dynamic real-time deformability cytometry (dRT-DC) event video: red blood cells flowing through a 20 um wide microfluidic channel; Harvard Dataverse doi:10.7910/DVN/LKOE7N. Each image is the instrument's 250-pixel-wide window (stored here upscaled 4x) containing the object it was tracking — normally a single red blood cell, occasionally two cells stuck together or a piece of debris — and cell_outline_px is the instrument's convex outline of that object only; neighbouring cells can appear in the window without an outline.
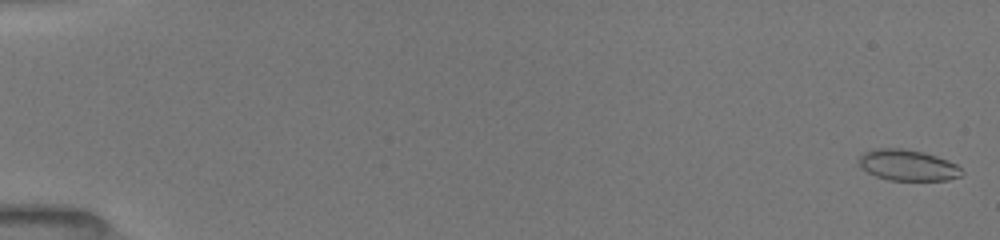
{"species": "common noctule bat (a hibernating species)", "species_latin": "Nyctalus noctula", "temperature_condition": "room temperature", "stored_images_in_passage": 53, "camera_frame_rate_fps": 3000, "um_per_image_px": 0.085, "animal": {"sex": "female", "body_mass_g": 19.5, "forearm_length_mm": 54.1}, "frame": {"image": 1, "passage_image": 2, "time_ms": 0.333, "image_size_px": [1000, 240], "cell_outline_px": [[964, 172], [960, 176], [948, 180], [888, 180], [876, 176], [868, 172], [856, 164], [860, 156], [864, 152], [876, 148], [900, 148], [924, 152], [948, 160], [956, 164]], "centroid_in_image_um": [77.13, 14.04], "position_along_channel_um": 7.9, "area_um2": 18.67}}
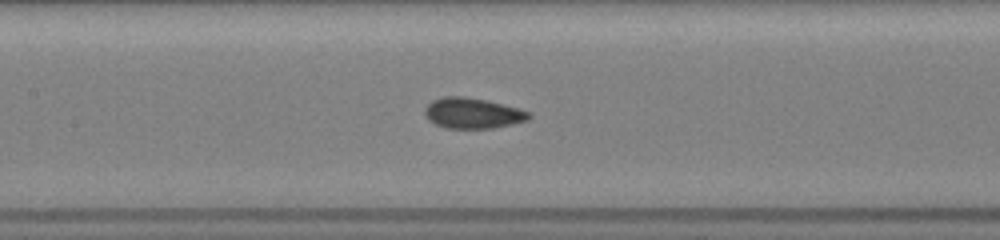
{"frame": {"image": 2, "passage_image": 27, "time_ms": 8.667, "image_size_px": [1000, 240], "cell_outline_px": [[532, 116], [528, 120], [512, 124], [492, 128], [444, 128], [428, 120], [424, 112], [424, 108], [432, 100], [444, 96], [464, 96], [488, 100], [520, 108], [528, 112]], "centroid_in_image_um": [40.17, 9.61], "position_along_channel_um": 167.2, "area_um2": 18.73}}
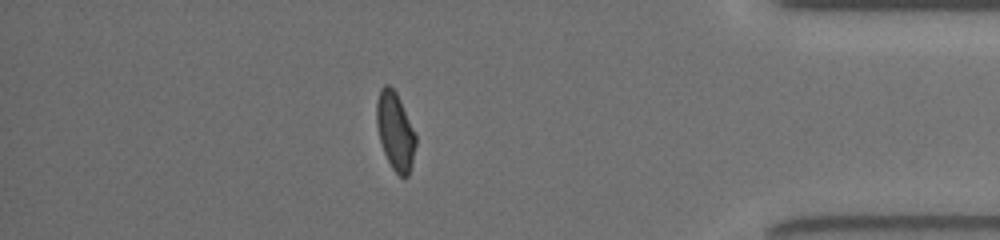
{"frame": {"image": 3, "passage_image": 47, "time_ms": 15.333, "image_size_px": [1000, 240], "cell_outline_px": [[416, 144], [412, 164], [408, 176], [400, 176], [392, 168], [384, 152], [380, 140], [376, 124], [376, 104], [380, 88], [384, 84], [388, 84], [396, 92], [400, 100], [416, 136]], "centroid_in_image_um": [33.58, 11.13], "position_along_channel_um": 401.6, "area_um2": 17.57}, "authors_computed_cell_mechanics": {"area_um2": 18.4382, "velocity_mm_per_s": 3.9851, "shape_relaxation_time_tau1_ms": 5.683, "shape_relaxation_time_tau2_ms": 1.2565, "deformation_change_tau1": 0.1389, "deformation_change_tau2": 0.0469}}